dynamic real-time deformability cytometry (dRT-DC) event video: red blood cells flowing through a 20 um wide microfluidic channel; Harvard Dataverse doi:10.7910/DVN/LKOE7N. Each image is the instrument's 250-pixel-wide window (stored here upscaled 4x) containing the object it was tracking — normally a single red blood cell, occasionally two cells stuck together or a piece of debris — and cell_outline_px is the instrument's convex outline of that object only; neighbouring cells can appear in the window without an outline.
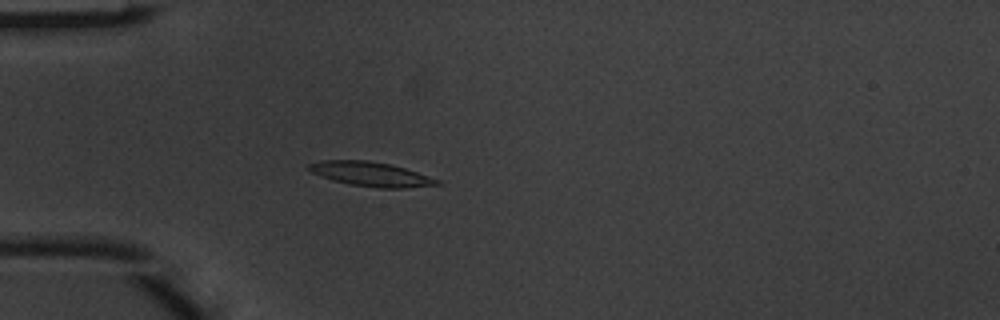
{"species": "common noctule bat (a hibernating species)", "species_latin": "Nyctalus noctula", "temperature_condition": "warm", "stored_images_in_passage": 5, "camera_frame_rate_fps": 3000, "um_per_image_px": 0.085, "animal": {"sex": "male", "body_mass_g": 20.1, "forearm_length_mm": 53.5}, "frame": {"image": 1, "passage_image": 5, "time_ms": 1.333, "image_size_px": [1000, 320], "cell_outline_px": [[440, 184], [404, 188], [380, 188], [348, 184], [332, 180], [320, 176], [312, 172], [308, 168], [308, 164], [320, 160], [368, 160], [392, 164], [440, 180]], "centroid_in_image_um": [31.49, 14.79], "position_along_channel_um": 53.5, "area_um2": 18.15}}